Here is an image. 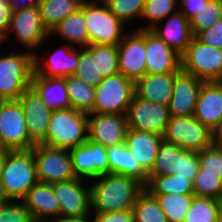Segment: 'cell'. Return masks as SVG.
I'll return each instance as SVG.
<instances>
[{"label":"cell","instance_id":"cell-1","mask_svg":"<svg viewBox=\"0 0 222 222\" xmlns=\"http://www.w3.org/2000/svg\"><path fill=\"white\" fill-rule=\"evenodd\" d=\"M91 213H110L132 209L145 189L137 179L115 173L102 174L89 181Z\"/></svg>","mask_w":222,"mask_h":222},{"label":"cell","instance_id":"cell-2","mask_svg":"<svg viewBox=\"0 0 222 222\" xmlns=\"http://www.w3.org/2000/svg\"><path fill=\"white\" fill-rule=\"evenodd\" d=\"M38 182L32 150L8 151L1 177V197L21 201Z\"/></svg>","mask_w":222,"mask_h":222},{"label":"cell","instance_id":"cell-3","mask_svg":"<svg viewBox=\"0 0 222 222\" xmlns=\"http://www.w3.org/2000/svg\"><path fill=\"white\" fill-rule=\"evenodd\" d=\"M88 140V114L74 108L52 111L43 145L72 149Z\"/></svg>","mask_w":222,"mask_h":222},{"label":"cell","instance_id":"cell-4","mask_svg":"<svg viewBox=\"0 0 222 222\" xmlns=\"http://www.w3.org/2000/svg\"><path fill=\"white\" fill-rule=\"evenodd\" d=\"M89 45H118L128 32L103 0H84Z\"/></svg>","mask_w":222,"mask_h":222},{"label":"cell","instance_id":"cell-5","mask_svg":"<svg viewBox=\"0 0 222 222\" xmlns=\"http://www.w3.org/2000/svg\"><path fill=\"white\" fill-rule=\"evenodd\" d=\"M4 54L0 56V97L3 101L18 100L31 87L33 54L23 50Z\"/></svg>","mask_w":222,"mask_h":222},{"label":"cell","instance_id":"cell-6","mask_svg":"<svg viewBox=\"0 0 222 222\" xmlns=\"http://www.w3.org/2000/svg\"><path fill=\"white\" fill-rule=\"evenodd\" d=\"M14 34V35H13ZM19 46L33 55L43 46V43L50 38L41 20L39 7H31L17 10L10 13L9 25L4 35V41H10L9 37ZM15 36V37H14ZM15 38V39H14Z\"/></svg>","mask_w":222,"mask_h":222},{"label":"cell","instance_id":"cell-7","mask_svg":"<svg viewBox=\"0 0 222 222\" xmlns=\"http://www.w3.org/2000/svg\"><path fill=\"white\" fill-rule=\"evenodd\" d=\"M181 70L203 82H221L222 49L204 44L194 36L181 55Z\"/></svg>","mask_w":222,"mask_h":222},{"label":"cell","instance_id":"cell-8","mask_svg":"<svg viewBox=\"0 0 222 222\" xmlns=\"http://www.w3.org/2000/svg\"><path fill=\"white\" fill-rule=\"evenodd\" d=\"M135 82L121 73L104 77L95 87L94 113L126 115Z\"/></svg>","mask_w":222,"mask_h":222},{"label":"cell","instance_id":"cell-9","mask_svg":"<svg viewBox=\"0 0 222 222\" xmlns=\"http://www.w3.org/2000/svg\"><path fill=\"white\" fill-rule=\"evenodd\" d=\"M60 205L61 220H88L91 216L89 181L79 177L51 184Z\"/></svg>","mask_w":222,"mask_h":222},{"label":"cell","instance_id":"cell-10","mask_svg":"<svg viewBox=\"0 0 222 222\" xmlns=\"http://www.w3.org/2000/svg\"><path fill=\"white\" fill-rule=\"evenodd\" d=\"M163 140L185 151L200 152L212 146V132L194 116H170Z\"/></svg>","mask_w":222,"mask_h":222},{"label":"cell","instance_id":"cell-11","mask_svg":"<svg viewBox=\"0 0 222 222\" xmlns=\"http://www.w3.org/2000/svg\"><path fill=\"white\" fill-rule=\"evenodd\" d=\"M30 141L26 118L19 100H6L0 104V148L9 151L29 150Z\"/></svg>","mask_w":222,"mask_h":222},{"label":"cell","instance_id":"cell-12","mask_svg":"<svg viewBox=\"0 0 222 222\" xmlns=\"http://www.w3.org/2000/svg\"><path fill=\"white\" fill-rule=\"evenodd\" d=\"M31 150L38 181L52 184L77 178L73 172L69 150L43 144L35 145Z\"/></svg>","mask_w":222,"mask_h":222},{"label":"cell","instance_id":"cell-13","mask_svg":"<svg viewBox=\"0 0 222 222\" xmlns=\"http://www.w3.org/2000/svg\"><path fill=\"white\" fill-rule=\"evenodd\" d=\"M126 117L128 129L143 130L163 136L170 113L168 105L151 102L135 93Z\"/></svg>","mask_w":222,"mask_h":222},{"label":"cell","instance_id":"cell-14","mask_svg":"<svg viewBox=\"0 0 222 222\" xmlns=\"http://www.w3.org/2000/svg\"><path fill=\"white\" fill-rule=\"evenodd\" d=\"M117 47L119 73L136 82L146 74L144 29H129Z\"/></svg>","mask_w":222,"mask_h":222},{"label":"cell","instance_id":"cell-15","mask_svg":"<svg viewBox=\"0 0 222 222\" xmlns=\"http://www.w3.org/2000/svg\"><path fill=\"white\" fill-rule=\"evenodd\" d=\"M69 153L76 177L89 181L109 173L107 148L102 144L87 140Z\"/></svg>","mask_w":222,"mask_h":222},{"label":"cell","instance_id":"cell-16","mask_svg":"<svg viewBox=\"0 0 222 222\" xmlns=\"http://www.w3.org/2000/svg\"><path fill=\"white\" fill-rule=\"evenodd\" d=\"M58 47L53 50L52 54L49 50L47 57L42 54V51L40 54L33 55V74L48 78L74 75L79 61V47L74 48L65 43Z\"/></svg>","mask_w":222,"mask_h":222},{"label":"cell","instance_id":"cell-17","mask_svg":"<svg viewBox=\"0 0 222 222\" xmlns=\"http://www.w3.org/2000/svg\"><path fill=\"white\" fill-rule=\"evenodd\" d=\"M127 130L126 115L88 114V140L106 148L125 143Z\"/></svg>","mask_w":222,"mask_h":222},{"label":"cell","instance_id":"cell-18","mask_svg":"<svg viewBox=\"0 0 222 222\" xmlns=\"http://www.w3.org/2000/svg\"><path fill=\"white\" fill-rule=\"evenodd\" d=\"M146 74L178 73L181 55L167 45L152 30L144 29Z\"/></svg>","mask_w":222,"mask_h":222},{"label":"cell","instance_id":"cell-19","mask_svg":"<svg viewBox=\"0 0 222 222\" xmlns=\"http://www.w3.org/2000/svg\"><path fill=\"white\" fill-rule=\"evenodd\" d=\"M18 100L26 118L30 141L34 145L42 144L46 140L52 110L32 87L27 88Z\"/></svg>","mask_w":222,"mask_h":222},{"label":"cell","instance_id":"cell-20","mask_svg":"<svg viewBox=\"0 0 222 222\" xmlns=\"http://www.w3.org/2000/svg\"><path fill=\"white\" fill-rule=\"evenodd\" d=\"M203 81L180 70L174 77L169 107L170 116H193Z\"/></svg>","mask_w":222,"mask_h":222},{"label":"cell","instance_id":"cell-21","mask_svg":"<svg viewBox=\"0 0 222 222\" xmlns=\"http://www.w3.org/2000/svg\"><path fill=\"white\" fill-rule=\"evenodd\" d=\"M21 201L35 222L60 220V205L51 184L38 181Z\"/></svg>","mask_w":222,"mask_h":222},{"label":"cell","instance_id":"cell-22","mask_svg":"<svg viewBox=\"0 0 222 222\" xmlns=\"http://www.w3.org/2000/svg\"><path fill=\"white\" fill-rule=\"evenodd\" d=\"M151 30L179 55L186 51L194 37L190 21L179 10L169 15Z\"/></svg>","mask_w":222,"mask_h":222},{"label":"cell","instance_id":"cell-23","mask_svg":"<svg viewBox=\"0 0 222 222\" xmlns=\"http://www.w3.org/2000/svg\"><path fill=\"white\" fill-rule=\"evenodd\" d=\"M163 136L136 129H128L125 144L142 168L149 174L155 164Z\"/></svg>","mask_w":222,"mask_h":222},{"label":"cell","instance_id":"cell-24","mask_svg":"<svg viewBox=\"0 0 222 222\" xmlns=\"http://www.w3.org/2000/svg\"><path fill=\"white\" fill-rule=\"evenodd\" d=\"M211 131L222 119V81L203 82L193 115Z\"/></svg>","mask_w":222,"mask_h":222},{"label":"cell","instance_id":"cell-25","mask_svg":"<svg viewBox=\"0 0 222 222\" xmlns=\"http://www.w3.org/2000/svg\"><path fill=\"white\" fill-rule=\"evenodd\" d=\"M176 74H145L135 82V93L151 102L169 105Z\"/></svg>","mask_w":222,"mask_h":222},{"label":"cell","instance_id":"cell-26","mask_svg":"<svg viewBox=\"0 0 222 222\" xmlns=\"http://www.w3.org/2000/svg\"><path fill=\"white\" fill-rule=\"evenodd\" d=\"M31 87L52 111L72 108L65 85V77L48 78L33 74Z\"/></svg>","mask_w":222,"mask_h":222},{"label":"cell","instance_id":"cell-27","mask_svg":"<svg viewBox=\"0 0 222 222\" xmlns=\"http://www.w3.org/2000/svg\"><path fill=\"white\" fill-rule=\"evenodd\" d=\"M49 36L51 38L53 36L59 37L58 39H61L60 41L64 40L67 45L74 48H78V46L80 49L82 47H88L89 39L86 21L84 19V1L81 9L68 15L59 22L55 28L49 32Z\"/></svg>","mask_w":222,"mask_h":222},{"label":"cell","instance_id":"cell-28","mask_svg":"<svg viewBox=\"0 0 222 222\" xmlns=\"http://www.w3.org/2000/svg\"><path fill=\"white\" fill-rule=\"evenodd\" d=\"M107 158L109 173L126 175L137 179L144 186L147 184L149 174L134 159L125 143L107 148Z\"/></svg>","mask_w":222,"mask_h":222},{"label":"cell","instance_id":"cell-29","mask_svg":"<svg viewBox=\"0 0 222 222\" xmlns=\"http://www.w3.org/2000/svg\"><path fill=\"white\" fill-rule=\"evenodd\" d=\"M84 0H41L39 11L46 30L50 32L68 15L81 9Z\"/></svg>","mask_w":222,"mask_h":222},{"label":"cell","instance_id":"cell-30","mask_svg":"<svg viewBox=\"0 0 222 222\" xmlns=\"http://www.w3.org/2000/svg\"><path fill=\"white\" fill-rule=\"evenodd\" d=\"M144 187L151 195L194 194L193 181L176 174L149 175Z\"/></svg>","mask_w":222,"mask_h":222},{"label":"cell","instance_id":"cell-31","mask_svg":"<svg viewBox=\"0 0 222 222\" xmlns=\"http://www.w3.org/2000/svg\"><path fill=\"white\" fill-rule=\"evenodd\" d=\"M66 90L72 108L86 114L94 113L95 87L77 77H65Z\"/></svg>","mask_w":222,"mask_h":222},{"label":"cell","instance_id":"cell-32","mask_svg":"<svg viewBox=\"0 0 222 222\" xmlns=\"http://www.w3.org/2000/svg\"><path fill=\"white\" fill-rule=\"evenodd\" d=\"M160 204L168 222H184L190 209L194 194L152 195Z\"/></svg>","mask_w":222,"mask_h":222},{"label":"cell","instance_id":"cell-33","mask_svg":"<svg viewBox=\"0 0 222 222\" xmlns=\"http://www.w3.org/2000/svg\"><path fill=\"white\" fill-rule=\"evenodd\" d=\"M134 222H168L157 199L144 189L132 207Z\"/></svg>","mask_w":222,"mask_h":222},{"label":"cell","instance_id":"cell-34","mask_svg":"<svg viewBox=\"0 0 222 222\" xmlns=\"http://www.w3.org/2000/svg\"><path fill=\"white\" fill-rule=\"evenodd\" d=\"M176 11H178V0H145L140 21L147 23L135 29L151 30Z\"/></svg>","mask_w":222,"mask_h":222},{"label":"cell","instance_id":"cell-35","mask_svg":"<svg viewBox=\"0 0 222 222\" xmlns=\"http://www.w3.org/2000/svg\"><path fill=\"white\" fill-rule=\"evenodd\" d=\"M184 222H218V200L194 197Z\"/></svg>","mask_w":222,"mask_h":222},{"label":"cell","instance_id":"cell-36","mask_svg":"<svg viewBox=\"0 0 222 222\" xmlns=\"http://www.w3.org/2000/svg\"><path fill=\"white\" fill-rule=\"evenodd\" d=\"M109 10L126 26L140 20L145 0H103Z\"/></svg>","mask_w":222,"mask_h":222},{"label":"cell","instance_id":"cell-37","mask_svg":"<svg viewBox=\"0 0 222 222\" xmlns=\"http://www.w3.org/2000/svg\"><path fill=\"white\" fill-rule=\"evenodd\" d=\"M73 76L94 87L104 78L98 73L97 58L88 47L79 49V61Z\"/></svg>","mask_w":222,"mask_h":222},{"label":"cell","instance_id":"cell-38","mask_svg":"<svg viewBox=\"0 0 222 222\" xmlns=\"http://www.w3.org/2000/svg\"><path fill=\"white\" fill-rule=\"evenodd\" d=\"M220 19H222V0H210L190 20L193 36L212 27Z\"/></svg>","mask_w":222,"mask_h":222},{"label":"cell","instance_id":"cell-39","mask_svg":"<svg viewBox=\"0 0 222 222\" xmlns=\"http://www.w3.org/2000/svg\"><path fill=\"white\" fill-rule=\"evenodd\" d=\"M88 48L97 58L98 73L104 77L119 73L118 47L117 45H89Z\"/></svg>","mask_w":222,"mask_h":222},{"label":"cell","instance_id":"cell-40","mask_svg":"<svg viewBox=\"0 0 222 222\" xmlns=\"http://www.w3.org/2000/svg\"><path fill=\"white\" fill-rule=\"evenodd\" d=\"M195 197L213 198L219 200L222 197V179L211 173H204L199 168L193 181Z\"/></svg>","mask_w":222,"mask_h":222},{"label":"cell","instance_id":"cell-41","mask_svg":"<svg viewBox=\"0 0 222 222\" xmlns=\"http://www.w3.org/2000/svg\"><path fill=\"white\" fill-rule=\"evenodd\" d=\"M178 145L162 140L156 161L149 175L176 174Z\"/></svg>","mask_w":222,"mask_h":222},{"label":"cell","instance_id":"cell-42","mask_svg":"<svg viewBox=\"0 0 222 222\" xmlns=\"http://www.w3.org/2000/svg\"><path fill=\"white\" fill-rule=\"evenodd\" d=\"M200 168L198 152L177 150L176 175L194 181Z\"/></svg>","mask_w":222,"mask_h":222},{"label":"cell","instance_id":"cell-43","mask_svg":"<svg viewBox=\"0 0 222 222\" xmlns=\"http://www.w3.org/2000/svg\"><path fill=\"white\" fill-rule=\"evenodd\" d=\"M0 222H35L22 201L5 200L0 207Z\"/></svg>","mask_w":222,"mask_h":222},{"label":"cell","instance_id":"cell-44","mask_svg":"<svg viewBox=\"0 0 222 222\" xmlns=\"http://www.w3.org/2000/svg\"><path fill=\"white\" fill-rule=\"evenodd\" d=\"M198 157L204 173L215 174L222 179V149L210 146L198 152Z\"/></svg>","mask_w":222,"mask_h":222},{"label":"cell","instance_id":"cell-45","mask_svg":"<svg viewBox=\"0 0 222 222\" xmlns=\"http://www.w3.org/2000/svg\"><path fill=\"white\" fill-rule=\"evenodd\" d=\"M202 43L222 49V19L195 36Z\"/></svg>","mask_w":222,"mask_h":222},{"label":"cell","instance_id":"cell-46","mask_svg":"<svg viewBox=\"0 0 222 222\" xmlns=\"http://www.w3.org/2000/svg\"><path fill=\"white\" fill-rule=\"evenodd\" d=\"M91 214L93 216L89 217L88 222H134L132 209L120 212Z\"/></svg>","mask_w":222,"mask_h":222},{"label":"cell","instance_id":"cell-47","mask_svg":"<svg viewBox=\"0 0 222 222\" xmlns=\"http://www.w3.org/2000/svg\"><path fill=\"white\" fill-rule=\"evenodd\" d=\"M210 0H178V10L190 21Z\"/></svg>","mask_w":222,"mask_h":222},{"label":"cell","instance_id":"cell-48","mask_svg":"<svg viewBox=\"0 0 222 222\" xmlns=\"http://www.w3.org/2000/svg\"><path fill=\"white\" fill-rule=\"evenodd\" d=\"M10 9L7 0H0V33L4 36L10 19Z\"/></svg>","mask_w":222,"mask_h":222},{"label":"cell","instance_id":"cell-49","mask_svg":"<svg viewBox=\"0 0 222 222\" xmlns=\"http://www.w3.org/2000/svg\"><path fill=\"white\" fill-rule=\"evenodd\" d=\"M41 0H7L10 12L39 6Z\"/></svg>","mask_w":222,"mask_h":222},{"label":"cell","instance_id":"cell-50","mask_svg":"<svg viewBox=\"0 0 222 222\" xmlns=\"http://www.w3.org/2000/svg\"><path fill=\"white\" fill-rule=\"evenodd\" d=\"M212 146L222 149V119L212 129Z\"/></svg>","mask_w":222,"mask_h":222},{"label":"cell","instance_id":"cell-51","mask_svg":"<svg viewBox=\"0 0 222 222\" xmlns=\"http://www.w3.org/2000/svg\"><path fill=\"white\" fill-rule=\"evenodd\" d=\"M9 150L0 148V196H1V177H2V169L5 161V157Z\"/></svg>","mask_w":222,"mask_h":222},{"label":"cell","instance_id":"cell-52","mask_svg":"<svg viewBox=\"0 0 222 222\" xmlns=\"http://www.w3.org/2000/svg\"><path fill=\"white\" fill-rule=\"evenodd\" d=\"M218 222H222V198L218 200Z\"/></svg>","mask_w":222,"mask_h":222},{"label":"cell","instance_id":"cell-53","mask_svg":"<svg viewBox=\"0 0 222 222\" xmlns=\"http://www.w3.org/2000/svg\"><path fill=\"white\" fill-rule=\"evenodd\" d=\"M59 222H88V220H59Z\"/></svg>","mask_w":222,"mask_h":222},{"label":"cell","instance_id":"cell-54","mask_svg":"<svg viewBox=\"0 0 222 222\" xmlns=\"http://www.w3.org/2000/svg\"><path fill=\"white\" fill-rule=\"evenodd\" d=\"M4 42V36L0 33V48L3 46L2 44H4Z\"/></svg>","mask_w":222,"mask_h":222},{"label":"cell","instance_id":"cell-55","mask_svg":"<svg viewBox=\"0 0 222 222\" xmlns=\"http://www.w3.org/2000/svg\"><path fill=\"white\" fill-rule=\"evenodd\" d=\"M5 200L0 196V207Z\"/></svg>","mask_w":222,"mask_h":222},{"label":"cell","instance_id":"cell-56","mask_svg":"<svg viewBox=\"0 0 222 222\" xmlns=\"http://www.w3.org/2000/svg\"><path fill=\"white\" fill-rule=\"evenodd\" d=\"M38 222H59V220H56V221H38Z\"/></svg>","mask_w":222,"mask_h":222}]
</instances>
